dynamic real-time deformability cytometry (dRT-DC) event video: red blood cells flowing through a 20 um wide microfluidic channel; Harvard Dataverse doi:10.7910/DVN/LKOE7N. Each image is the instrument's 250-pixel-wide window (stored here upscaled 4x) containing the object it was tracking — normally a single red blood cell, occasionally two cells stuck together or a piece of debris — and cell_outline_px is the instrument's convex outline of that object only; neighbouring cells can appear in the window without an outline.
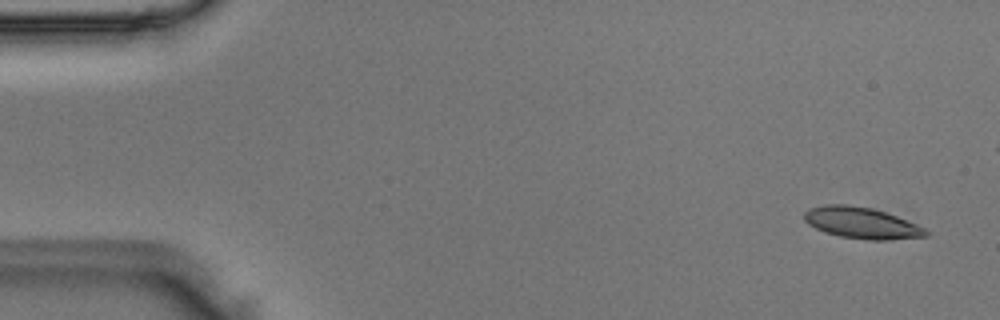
{"species": "Egyptian fruit bat (a non-hibernating species)", "species_latin": "Rousettus aegyptiacus", "temperature_condition": "room temperature", "stored_images_in_passage": 52, "camera_frame_rate_fps": 3000, "um_per_image_px": 0.085, "animal": {"sex": "male"}, "frame": {"image": 1, "passage_image": 2, "time_ms": 0.333, "image_size_px": [1000, 320], "cell_outline_px": [[928, 236], [884, 240], [868, 240], [840, 236], [824, 232], [808, 224], [804, 220], [804, 212], [808, 208], [824, 204], [848, 204], [872, 208], [896, 216], [928, 228]], "centroid_in_image_um": [73.23, 18.94], "position_along_channel_um": 11.8, "area_um2": 22.31}}
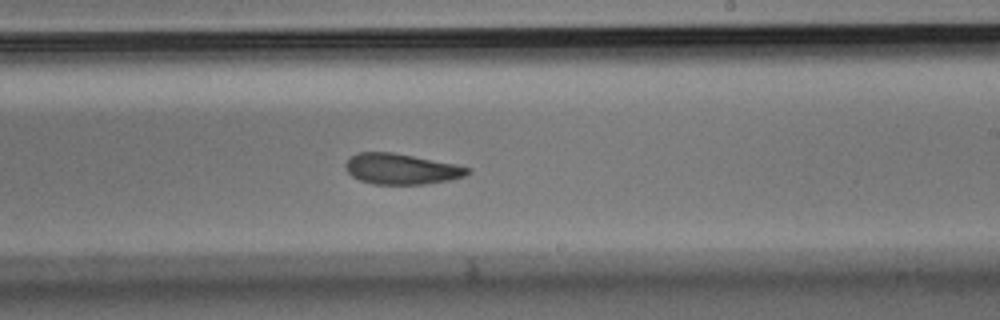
{"frame": {"image": 2, "passage_image": 30, "time_ms": 9.667, "image_size_px": [1000, 320], "cell_outline_px": [[472, 172], [464, 176], [448, 180], [424, 184], [372, 184], [360, 180], [352, 176], [348, 172], [344, 164], [352, 156], [360, 152], [392, 152], [456, 164], [472, 168]], "centroid_in_image_um": [34.13, 14.36], "position_along_channel_um": 254.9, "area_um2": 21.73}}
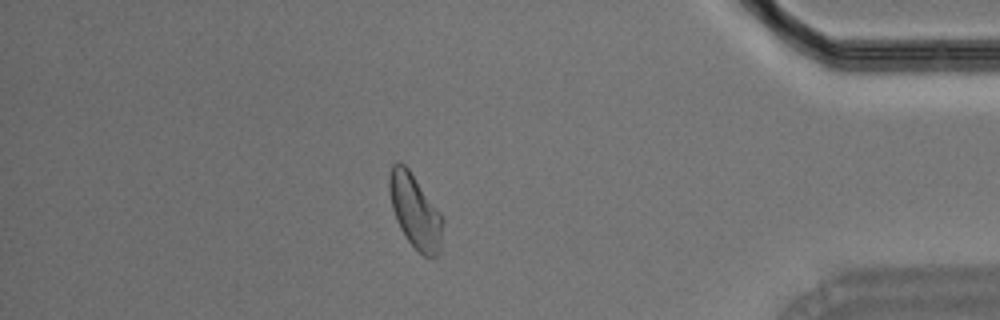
{"frame": {"image": 3, "passage_image": 44, "time_ms": 14.333, "image_size_px": [1000, 320], "cell_outline_px": [[444, 220], [440, 252], [432, 260], [424, 256], [408, 240], [400, 228], [396, 220], [392, 208], [388, 188], [388, 176], [392, 164], [396, 160], [400, 160], [408, 168], [440, 212]], "centroid_in_image_um": [35.28, 17.95], "position_along_channel_um": 399.9, "area_um2": 23.24}}